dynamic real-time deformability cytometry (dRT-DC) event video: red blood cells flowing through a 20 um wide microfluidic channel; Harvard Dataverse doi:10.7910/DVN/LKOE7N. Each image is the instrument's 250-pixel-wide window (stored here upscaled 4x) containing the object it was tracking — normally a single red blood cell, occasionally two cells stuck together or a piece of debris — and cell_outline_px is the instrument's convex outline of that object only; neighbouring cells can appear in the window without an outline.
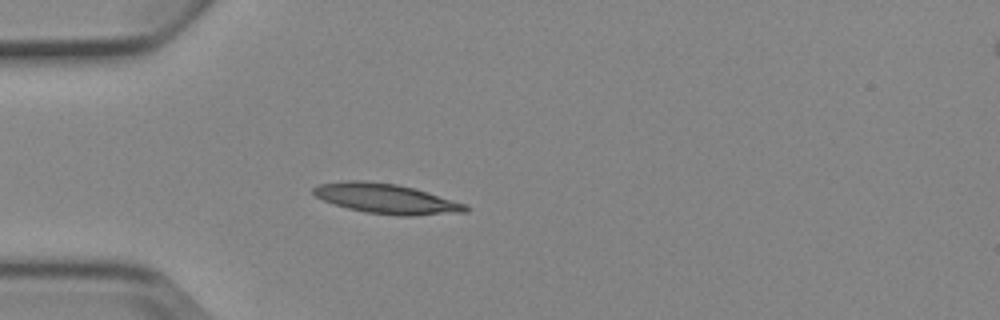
{"species": "Egyptian fruit bat (a non-hibernating species)", "species_latin": "Rousettus aegyptiacus", "temperature_condition": "cold", "stored_images_in_passage": 4, "camera_frame_rate_fps": 3000, "um_per_image_px": 0.085, "animal": {"sex": "female"}, "frame": {"image": 1, "passage_image": 4, "time_ms": 3.333, "image_size_px": [1000, 320], "cell_outline_px": [[468, 212], [412, 216], [400, 216], [364, 212], [348, 208], [324, 200], [316, 196], [312, 192], [312, 188], [320, 184], [348, 180], [364, 180], [396, 184], [412, 188], [468, 204]], "centroid_in_image_um": [32.85, 16.89], "position_along_channel_um": 52.1, "area_um2": 26.41}}